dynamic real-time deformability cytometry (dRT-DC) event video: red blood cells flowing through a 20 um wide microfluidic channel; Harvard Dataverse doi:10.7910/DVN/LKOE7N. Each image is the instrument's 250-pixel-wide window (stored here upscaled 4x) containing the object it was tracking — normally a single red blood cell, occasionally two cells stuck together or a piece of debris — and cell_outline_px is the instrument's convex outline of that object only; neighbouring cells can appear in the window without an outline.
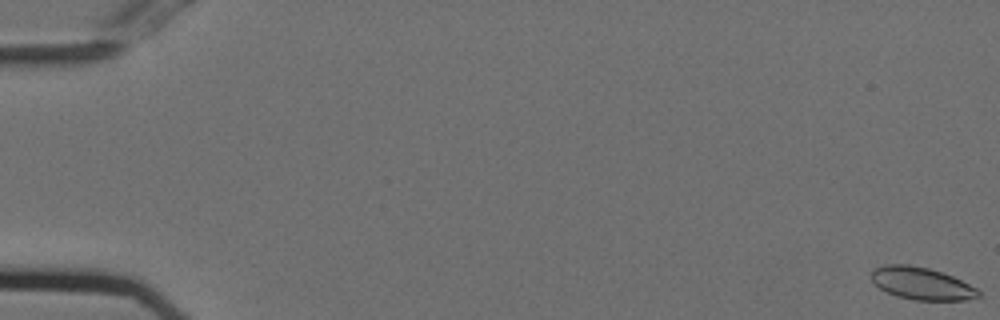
{"species": "Egyptian fruit bat (a non-hibernating species)", "species_latin": "Rousettus aegyptiacus", "temperature_condition": "cold", "stored_images_in_passage": 18, "camera_frame_rate_fps": 3000, "um_per_image_px": 0.085, "animal": {"sex": "female"}, "frame": {"image": 1, "passage_image": 1, "time_ms": 0.0, "image_size_px": [1000, 320], "cell_outline_px": [[980, 296], [968, 300], [912, 300], [896, 296], [880, 288], [868, 276], [876, 268], [884, 264], [908, 264], [928, 268], [952, 276], [976, 288], [980, 292]], "centroid_in_image_um": [78.31, 24.1], "position_along_channel_um": 6.7, "area_um2": 20.11}}
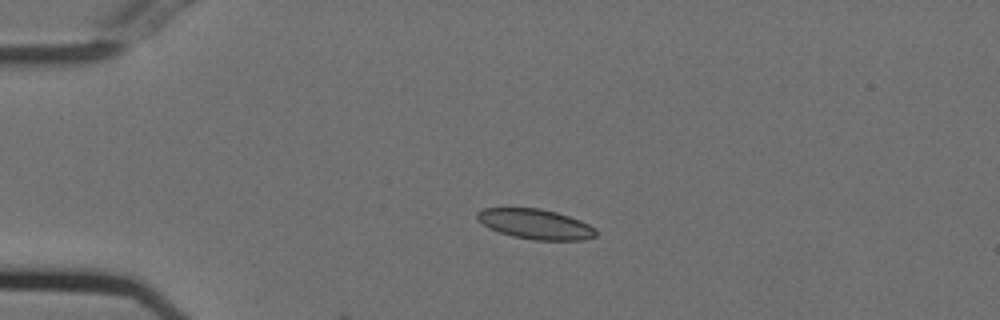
{"frame": {"image": 2, "passage_image": 14, "time_ms": 4.333, "image_size_px": [1000, 320], "cell_outline_px": [[596, 236], [584, 240], [532, 240], [512, 236], [488, 228], [476, 220], [476, 212], [484, 208], [540, 208], [556, 212], [580, 220], [596, 228]], "centroid_in_image_um": [45.49, 19.05], "position_along_channel_um": 39.5, "area_um2": 20.92}}